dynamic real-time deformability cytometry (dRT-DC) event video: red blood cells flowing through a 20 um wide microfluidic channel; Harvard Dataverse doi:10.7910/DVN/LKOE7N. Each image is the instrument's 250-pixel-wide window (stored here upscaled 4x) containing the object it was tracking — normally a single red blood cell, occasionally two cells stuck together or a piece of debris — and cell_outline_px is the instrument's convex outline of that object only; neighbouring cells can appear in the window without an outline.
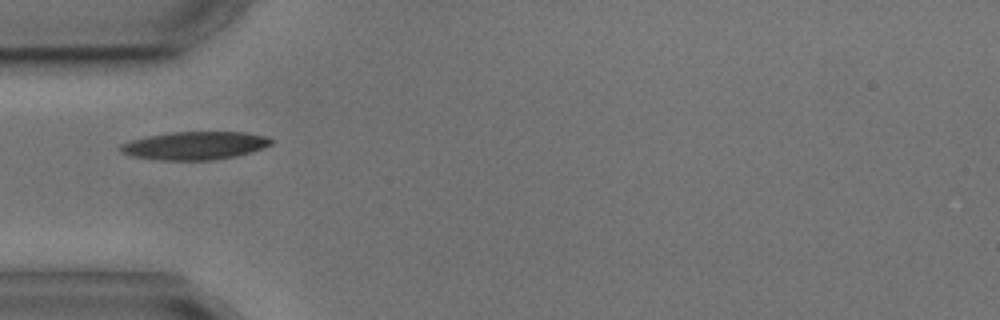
{"species": "common noctule bat (a hibernating species)", "species_latin": "Nyctalus noctula", "temperature_condition": "cold", "stored_images_in_passage": 1, "camera_frame_rate_fps": 3000, "um_per_image_px": 0.085, "animal": {"sex": "male", "body_mass_g": 17.9, "forearm_length_mm": 54.2}, "frame": {"image": 1, "passage_image": 1, "time_ms": 0.0, "image_size_px": [1000, 320], "cell_outline_px": [[272, 144], [264, 148], [252, 152], [236, 156], [208, 160], [160, 160], [132, 156], [120, 152], [116, 148], [120, 144], [132, 140], [148, 136], [172, 132], [244, 132], [268, 136], [272, 140]], "centroid_in_image_um": [16.56, 12.37], "position_along_channel_um": 68.4, "area_um2": 24.74}}